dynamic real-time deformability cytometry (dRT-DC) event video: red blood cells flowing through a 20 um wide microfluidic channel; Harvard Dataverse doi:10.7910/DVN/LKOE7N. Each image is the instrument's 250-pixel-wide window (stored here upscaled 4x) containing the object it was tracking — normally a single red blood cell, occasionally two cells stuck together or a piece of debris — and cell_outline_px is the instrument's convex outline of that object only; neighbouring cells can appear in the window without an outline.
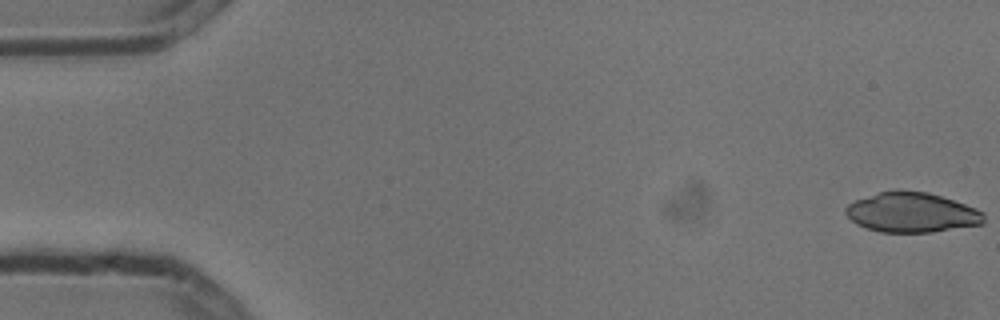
{"species": "common noctule bat (a hibernating species)", "species_latin": "Nyctalus noctula", "temperature_condition": "cold", "stored_images_in_passage": 5, "camera_frame_rate_fps": 3000, "um_per_image_px": 0.085, "animal": {"sex": "male", "body_mass_g": 13.3}, "frame": {"image": 1, "passage_image": 1, "time_ms": 0.0, "image_size_px": [1000, 320], "cell_outline_px": [[984, 224], [932, 232], [880, 232], [856, 224], [844, 212], [844, 208], [848, 204], [856, 200], [880, 192], [928, 192], [976, 208], [984, 212]], "centroid_in_image_um": [77.52, 18.09], "position_along_channel_um": 7.5, "area_um2": 31.56}}